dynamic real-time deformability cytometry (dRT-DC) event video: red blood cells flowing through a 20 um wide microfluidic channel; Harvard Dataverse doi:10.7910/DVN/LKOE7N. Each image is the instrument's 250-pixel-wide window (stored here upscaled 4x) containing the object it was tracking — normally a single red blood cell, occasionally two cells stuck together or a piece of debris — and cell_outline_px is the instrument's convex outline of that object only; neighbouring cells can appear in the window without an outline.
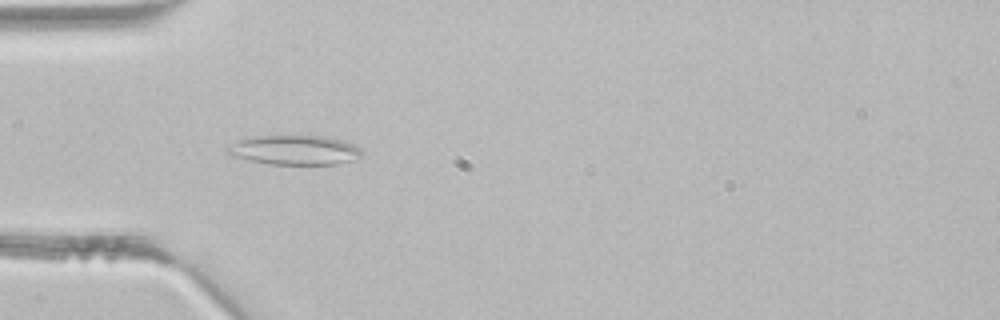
{"species": "common noctule bat (a hibernating species)", "species_latin": "Nyctalus noctula", "temperature_condition": "room temperature", "stored_images_in_passage": 42, "segment_of_instrument_passage": [1, 2], "camera_frame_rate_fps": 3000, "um_per_image_px": 0.085, "animal": {"sex": "male", "body_mass_g": 21.5, "forearm_length_mm": 52.0}, "frame": {"image": 1, "passage_image": 12, "time_ms": 3.667, "image_size_px": [1000, 320], "cell_outline_px": [[364, 152], [360, 156], [336, 164], [268, 164], [232, 156], [228, 152], [228, 148], [244, 136], [328, 136], [344, 140], [360, 148]], "centroid_in_image_um": [25.05, 12.74], "position_along_channel_um": 60.0, "area_um2": 22.95}}
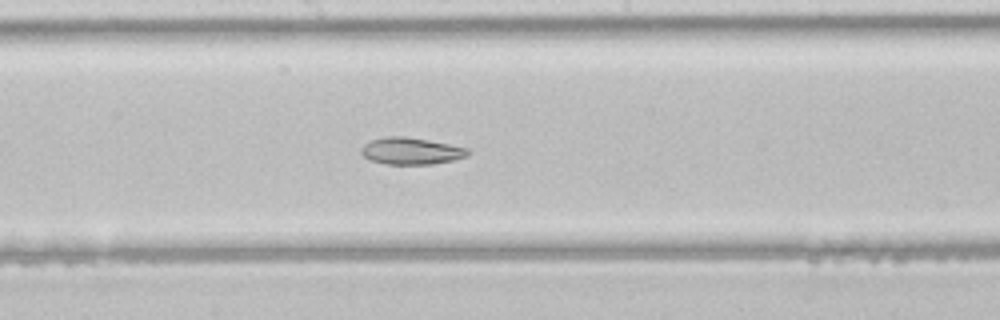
{"frame": {"image": 2, "passage_image": 22, "time_ms": 7.0, "image_size_px": [1000, 320], "cell_outline_px": [[468, 156], [452, 160], [432, 164], [388, 164], [372, 160], [364, 156], [360, 152], [360, 148], [364, 144], [372, 140], [388, 136], [404, 136], [428, 140], [468, 148]], "centroid_in_image_um": [34.93, 12.83], "position_along_channel_um": 213.3, "area_um2": 16.47}}
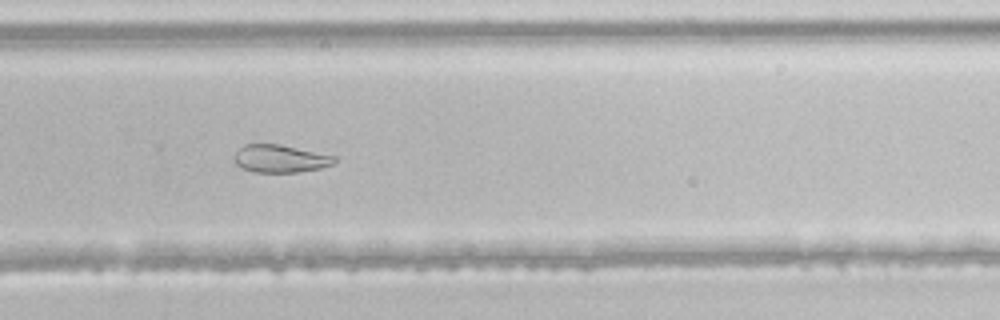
{"frame": {"image": 3, "passage_image": 28, "time_ms": 9.0, "image_size_px": [1000, 320], "cell_outline_px": [[336, 160], [332, 164], [320, 168], [296, 172], [252, 172], [236, 164], [232, 160], [232, 156], [244, 144], [280, 144], [336, 156]], "centroid_in_image_um": [23.78, 13.48], "position_along_channel_um": 306.0, "area_um2": 16.18}}